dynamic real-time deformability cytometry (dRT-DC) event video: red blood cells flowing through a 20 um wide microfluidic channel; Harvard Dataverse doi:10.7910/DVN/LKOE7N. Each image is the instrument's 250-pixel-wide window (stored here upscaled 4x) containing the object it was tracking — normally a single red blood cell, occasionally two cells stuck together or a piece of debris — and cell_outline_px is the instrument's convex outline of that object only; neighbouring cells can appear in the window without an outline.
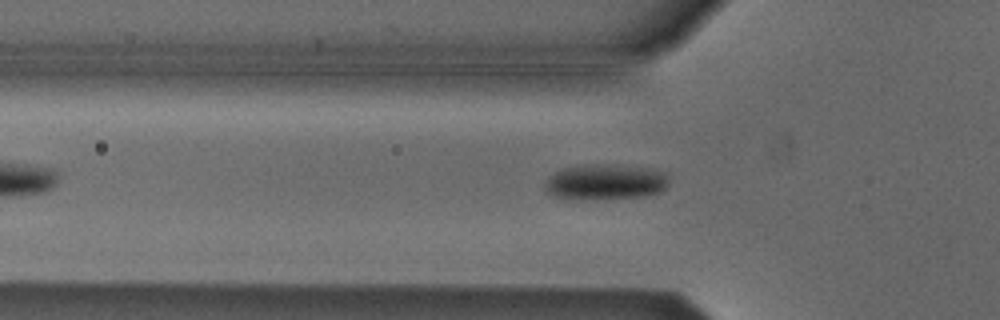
{"species": "Egyptian fruit bat (a non-hibernating species)", "species_latin": "Rousettus aegyptiacus", "temperature_condition": "cold", "stored_images_in_passage": 47, "camera_frame_rate_fps": 3000, "um_per_image_px": 0.085, "animal": {"sex": "male"}, "frame": {"image": 1, "passage_image": 11, "time_ms": 3.333, "image_size_px": [1000, 320], "cell_outline_px": [[668, 184], [660, 192], [644, 196], [596, 200], [580, 200], [552, 196], [544, 192], [544, 184], [548, 176], [564, 168], [584, 164], [600, 164], [652, 168], [668, 172]], "centroid_in_image_um": [51.43, 15.48], "position_along_channel_um": 74.4, "area_um2": 26.3}}
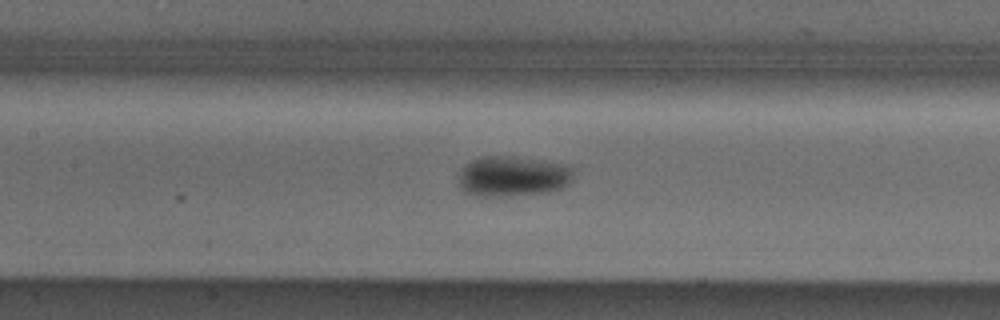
{"frame": {"image": 2, "passage_image": 18, "time_ms": 5.667, "image_size_px": [1000, 320], "cell_outline_px": [[576, 168], [572, 180], [564, 188], [548, 192], [512, 196], [476, 196], [464, 192], [460, 188], [460, 172], [464, 164], [480, 156], [512, 156], [540, 160], [564, 164]], "centroid_in_image_um": [43.62, 14.99], "position_along_channel_um": 163.8, "area_um2": 27.51}}
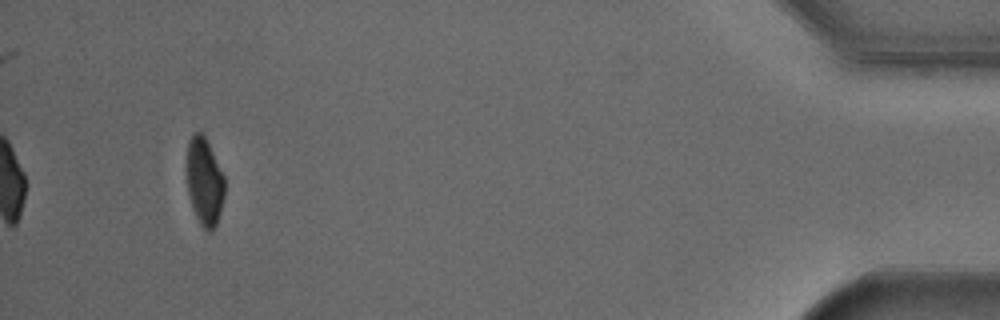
{"frame": {"image": 3, "passage_image": 44, "time_ms": 14.333, "image_size_px": [1000, 320], "cell_outline_px": [[224, 196], [220, 212], [216, 224], [212, 232], [208, 232], [200, 224], [196, 216], [188, 192], [188, 140], [196, 132], [200, 132], [204, 136], [224, 176]], "centroid_in_image_um": [17.39, 15.48], "position_along_channel_um": 417.8, "area_um2": 18.73}, "authors_computed_cell_mechanics": {"area_um2": 22.8888, "velocity_mm_per_s": 3.817, "shape_relaxation_time_tau1_ms": 2.8307, "shape_relaxation_time_tau2_ms": null, "deformation_change_tau1": 0.077, "deformation_change_tau2": null}}